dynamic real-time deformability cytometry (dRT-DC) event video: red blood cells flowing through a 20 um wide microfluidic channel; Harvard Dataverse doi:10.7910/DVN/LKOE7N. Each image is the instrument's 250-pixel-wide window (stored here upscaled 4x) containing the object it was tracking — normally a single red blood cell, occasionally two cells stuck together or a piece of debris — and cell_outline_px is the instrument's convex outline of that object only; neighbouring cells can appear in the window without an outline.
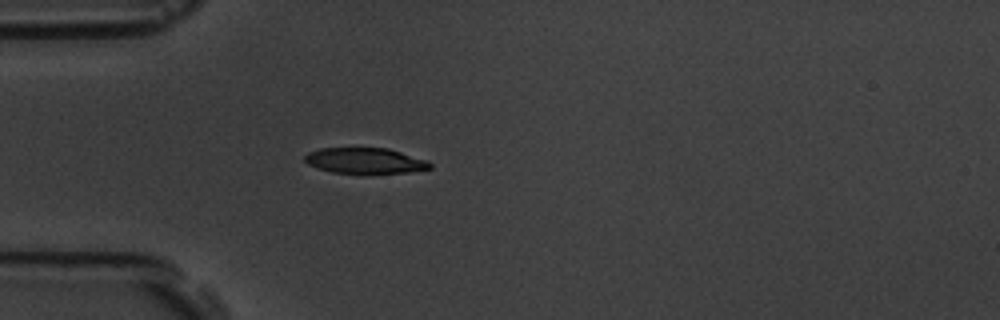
{"species": "common noctule bat (a hibernating species)", "species_latin": "Nyctalus noctula", "temperature_condition": "room temperature", "stored_images_in_passage": 2, "camera_frame_rate_fps": 3000, "um_per_image_px": 0.085, "animal": {"sex": "male", "body_mass_g": 19.5, "forearm_length_mm": 54.6}, "frame": {"image": 1, "passage_image": 2, "time_ms": 1.333, "image_size_px": [1000, 320], "cell_outline_px": [[432, 168], [408, 172], [332, 172], [308, 164], [304, 160], [304, 156], [308, 152], [320, 148], [388, 148], [428, 160], [432, 164]], "centroid_in_image_um": [31.04, 13.63], "position_along_channel_um": 54.0, "area_um2": 18.38}}